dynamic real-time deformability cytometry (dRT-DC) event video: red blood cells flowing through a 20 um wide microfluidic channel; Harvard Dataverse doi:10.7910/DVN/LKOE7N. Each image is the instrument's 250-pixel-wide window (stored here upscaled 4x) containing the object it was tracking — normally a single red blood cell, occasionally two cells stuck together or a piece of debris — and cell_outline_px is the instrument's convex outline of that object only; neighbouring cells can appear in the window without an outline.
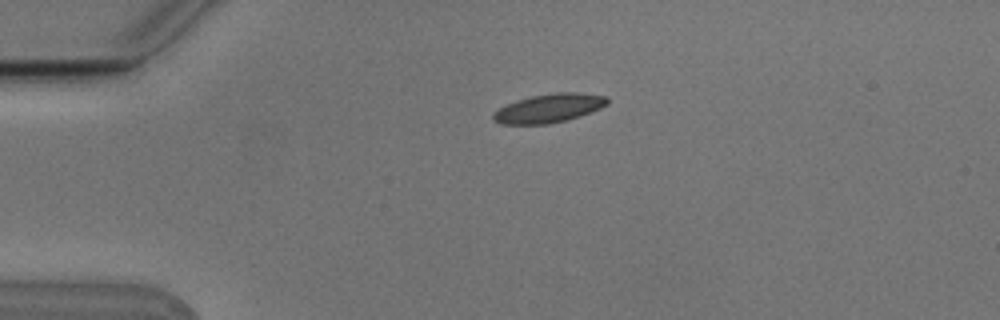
{"species": "Egyptian fruit bat (a non-hibernating species)", "species_latin": "Rousettus aegyptiacus", "temperature_condition": "cold", "stored_images_in_passage": 2, "camera_frame_rate_fps": 3000, "um_per_image_px": 0.085, "animal": {"sex": "male"}, "frame": {"image": 1, "passage_image": 1, "time_ms": 0.0, "image_size_px": [1000, 320], "cell_outline_px": [[608, 104], [600, 108], [580, 116], [568, 120], [548, 124], [500, 124], [492, 120], [492, 112], [516, 100], [532, 96], [556, 92], [576, 92], [608, 96]], "centroid_in_image_um": [46.66, 9.2], "position_along_channel_um": 38.3, "area_um2": 19.19}}